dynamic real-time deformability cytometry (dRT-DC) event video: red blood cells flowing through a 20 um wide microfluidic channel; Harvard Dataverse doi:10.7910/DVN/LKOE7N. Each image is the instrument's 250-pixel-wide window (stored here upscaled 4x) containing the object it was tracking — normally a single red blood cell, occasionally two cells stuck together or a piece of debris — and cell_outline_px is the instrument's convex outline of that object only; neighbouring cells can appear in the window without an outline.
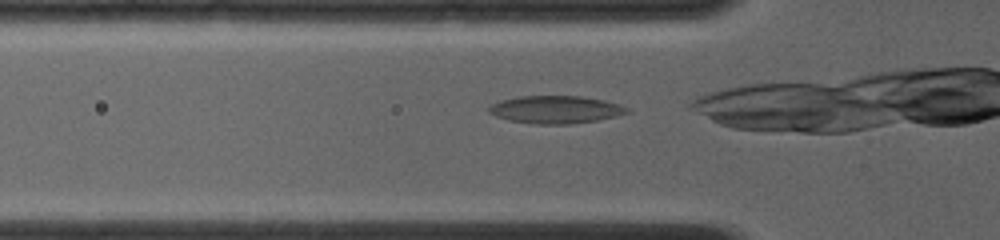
{"species": "common noctule bat (a hibernating species)", "species_latin": "Nyctalus noctula", "temperature_condition": "room temperature", "stored_images_in_passage": 33, "camera_frame_rate_fps": 4000, "um_per_image_px": 0.085, "animal": {"sex": "female", "body_mass_g": 19.0, "forearm_length_mm": 56.7}, "frame": {"image": 1, "passage_image": 2, "time_ms": 0.25, "image_size_px": [1000, 240], "cell_outline_px": [[632, 112], [616, 116], [596, 120], [568, 124], [532, 124], [508, 120], [496, 116], [488, 112], [488, 108], [492, 104], [500, 100], [520, 96], [580, 96], [604, 100], [620, 104], [628, 108]], "centroid_in_image_um": [47.23, 9.31], "position_along_channel_um": 78.6, "area_um2": 22.31}}
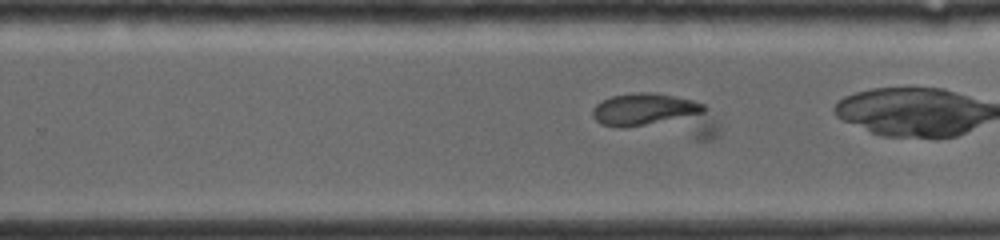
{"frame": {"image": 2, "passage_image": 21, "time_ms": 5.0, "image_size_px": [1000, 240], "cell_outline_px": [[720, 136], [712, 140], [696, 140], [600, 124], [592, 116], [592, 108], [600, 100], [612, 96], [632, 92], [652, 92], [692, 100], [704, 104], [708, 108], [720, 132]], "centroid_in_image_um": [55.89, 9.8], "position_along_channel_um": 273.9, "area_um2": 31.21}}
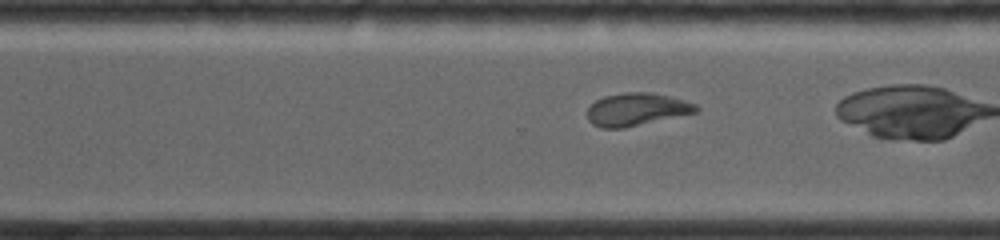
{"frame": {"image": 3, "passage_image": 25, "time_ms": 6.0, "image_size_px": [1000, 240], "cell_outline_px": [[700, 108], [696, 112], [624, 128], [600, 128], [592, 124], [588, 120], [588, 108], [596, 100], [604, 96], [624, 92], [652, 92], [684, 100], [696, 104]], "centroid_in_image_um": [54.09, 9.29], "position_along_channel_um": 316.5, "area_um2": 20.63}}